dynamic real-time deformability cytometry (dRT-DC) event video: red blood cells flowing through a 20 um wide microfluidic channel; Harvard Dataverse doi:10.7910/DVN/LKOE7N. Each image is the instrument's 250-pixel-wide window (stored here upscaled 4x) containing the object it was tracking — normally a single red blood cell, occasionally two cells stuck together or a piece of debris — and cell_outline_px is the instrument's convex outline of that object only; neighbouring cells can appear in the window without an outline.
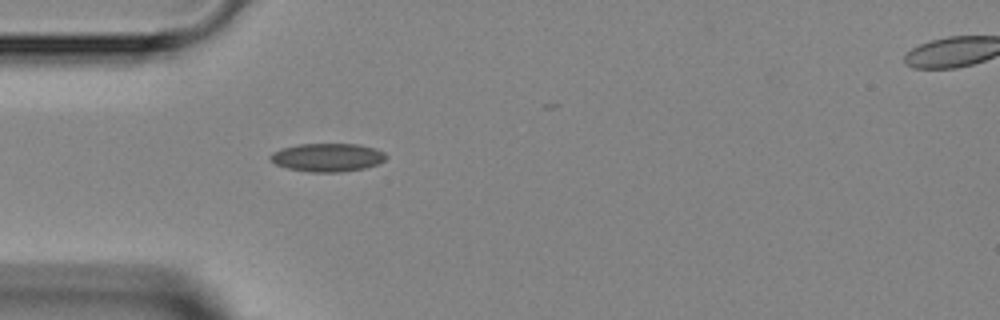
{"species": "Egyptian fruit bat (a non-hibernating species)", "species_latin": "Rousettus aegyptiacus", "temperature_condition": "room temperature", "stored_images_in_passage": 4, "segment_of_instrument_passage": [1, 2], "camera_frame_rate_fps": 3000, "um_per_image_px": 0.085, "animal": {"sex": "female"}, "frame": {"image": 1, "passage_image": 3, "time_ms": 2.0, "image_size_px": [1000, 320], "cell_outline_px": [[388, 156], [380, 164], [364, 168], [340, 172], [308, 172], [288, 168], [276, 164], [268, 156], [272, 152], [284, 148], [300, 144], [356, 144], [376, 148], [384, 152]], "centroid_in_image_um": [27.87, 13.38], "position_along_channel_um": 57.1, "area_um2": 19.07}}